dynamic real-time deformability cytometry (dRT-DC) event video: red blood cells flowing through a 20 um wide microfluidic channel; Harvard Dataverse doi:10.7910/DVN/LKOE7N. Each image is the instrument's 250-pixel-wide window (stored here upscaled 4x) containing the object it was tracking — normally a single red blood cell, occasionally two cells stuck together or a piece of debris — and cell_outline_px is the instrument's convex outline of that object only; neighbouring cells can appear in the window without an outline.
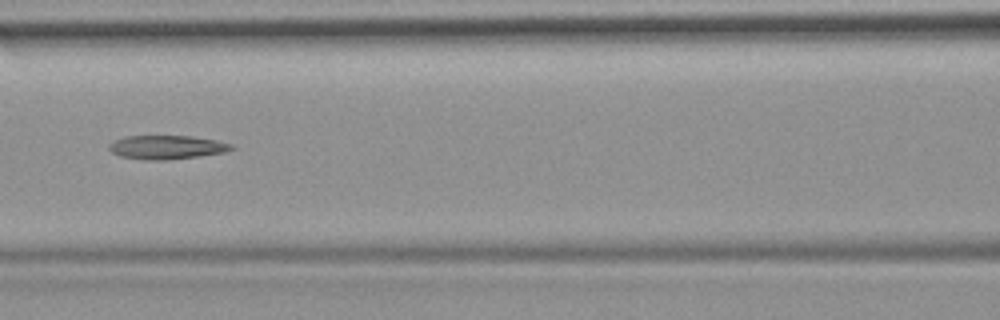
{"species": "common noctule bat (a hibernating species)", "species_latin": "Nyctalus noctula", "temperature_condition": "room temperature", "stored_images_in_passage": 43, "camera_frame_rate_fps": 3000, "um_per_image_px": 0.085, "animal": {"sex": "female", "body_mass_g": 19.9}, "frame": {"image": 1, "passage_image": 13, "time_ms": 4.0, "image_size_px": [1000, 320], "cell_outline_px": [[236, 148], [224, 152], [196, 156], [164, 160], [148, 160], [120, 156], [112, 152], [108, 148], [108, 144], [124, 136], [192, 136], [216, 140], [232, 144]], "centroid_in_image_um": [14.17, 12.5], "position_along_channel_um": 152.4, "area_um2": 16.82}}